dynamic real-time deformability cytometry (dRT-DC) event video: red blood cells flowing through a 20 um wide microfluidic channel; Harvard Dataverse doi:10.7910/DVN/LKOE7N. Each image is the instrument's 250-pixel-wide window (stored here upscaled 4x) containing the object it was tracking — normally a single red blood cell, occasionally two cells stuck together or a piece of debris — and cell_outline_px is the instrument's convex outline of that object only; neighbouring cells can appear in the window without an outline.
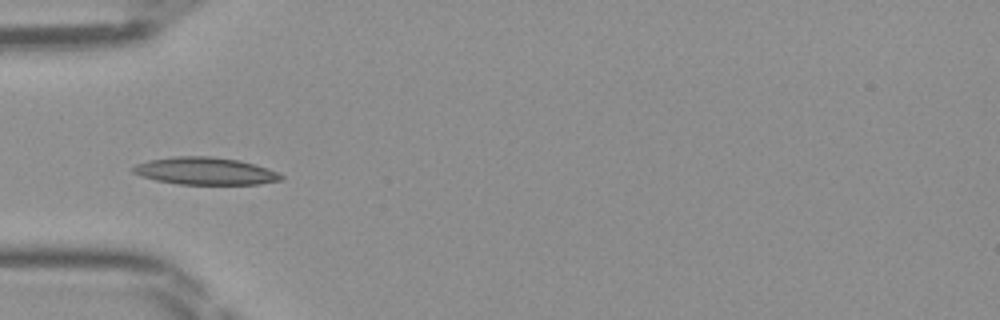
{"species": "Egyptian fruit bat (a non-hibernating species)", "species_latin": "Rousettus aegyptiacus", "temperature_condition": "room temperature", "stored_images_in_passage": 25, "camera_frame_rate_fps": 3000, "um_per_image_px": 0.085, "frame": {"image": 1, "passage_image": 1, "time_ms": 0.0, "image_size_px": [1000, 320], "cell_outline_px": [[284, 180], [260, 184], [180, 184], [156, 180], [140, 176], [132, 172], [132, 168], [136, 164], [148, 160], [172, 156], [212, 156], [240, 160], [256, 164], [276, 172], [284, 176]], "centroid_in_image_um": [17.45, 14.53], "position_along_channel_um": 67.6, "area_um2": 23.76}}
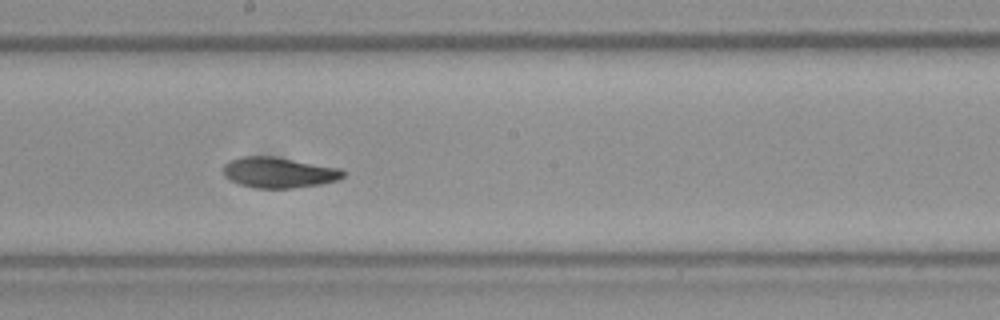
{"frame": {"image": 2, "passage_image": 12, "time_ms": 3.667, "image_size_px": [1000, 320], "cell_outline_px": [[348, 172], [344, 176], [336, 180], [320, 184], [292, 188], [256, 188], [240, 184], [224, 176], [224, 164], [228, 160], [244, 156], [272, 156], [340, 168]], "centroid_in_image_um": [23.7, 14.66], "position_along_channel_um": 224.5, "area_um2": 21.27}}
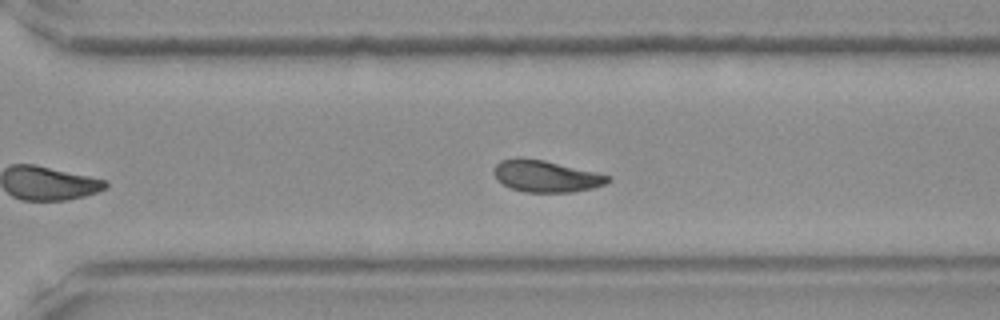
{"frame": {"image": 3, "passage_image": 19, "time_ms": 6.0, "image_size_px": [1000, 320], "cell_outline_px": [[612, 180], [604, 184], [592, 188], [572, 192], [524, 192], [512, 188], [496, 180], [492, 172], [496, 164], [500, 160], [516, 156], [520, 156], [544, 160], [596, 172], [612, 176]], "centroid_in_image_um": [46.37, 14.96], "position_along_channel_um": 324.2, "area_um2": 21.33}}